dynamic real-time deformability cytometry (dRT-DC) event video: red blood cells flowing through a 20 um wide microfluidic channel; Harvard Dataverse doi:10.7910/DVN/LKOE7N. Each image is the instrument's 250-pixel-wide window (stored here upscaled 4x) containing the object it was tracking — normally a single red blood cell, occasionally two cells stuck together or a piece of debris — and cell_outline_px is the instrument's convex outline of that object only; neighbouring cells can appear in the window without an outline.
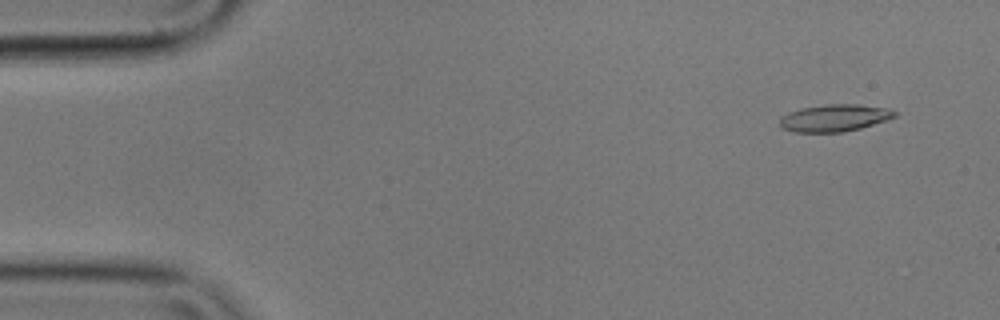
{"species": "common noctule bat (a hibernating species)", "species_latin": "Nyctalus noctula", "temperature_condition": "cold", "stored_images_in_passage": 27, "camera_frame_rate_fps": 3000, "um_per_image_px": 0.085, "animal": {"sex": "male", "body_mass_g": 17.9}, "frame": {"image": 1, "passage_image": 4, "time_ms": 1.0, "image_size_px": [1000, 320], "cell_outline_px": [[896, 116], [888, 120], [860, 128], [844, 132], [792, 132], [780, 128], [780, 116], [788, 112], [800, 108], [828, 104], [856, 104], [888, 108], [896, 112]], "centroid_in_image_um": [70.9, 10.03], "position_along_channel_um": 14.1, "area_um2": 18.32}}
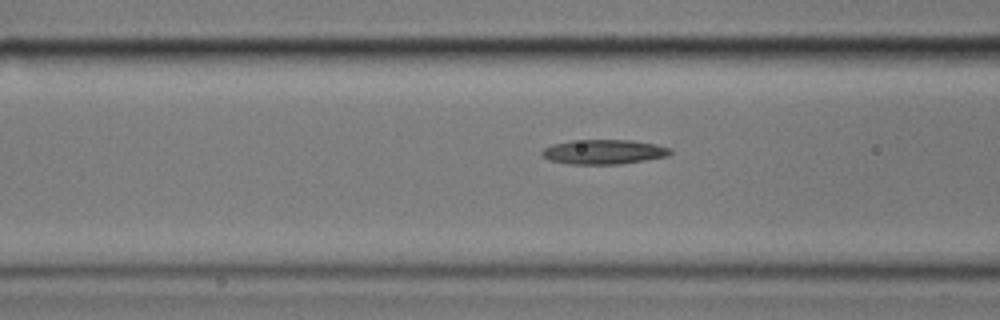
{"frame": {"image": 2, "passage_image": 21, "time_ms": 6.667, "image_size_px": [1000, 320], "cell_outline_px": [[672, 152], [668, 156], [620, 164], [568, 164], [548, 160], [540, 152], [544, 148], [552, 144], [572, 140], [632, 140], [656, 144], [672, 148]], "centroid_in_image_um": [51.32, 12.9], "position_along_channel_um": 115.3, "area_um2": 18.5}}
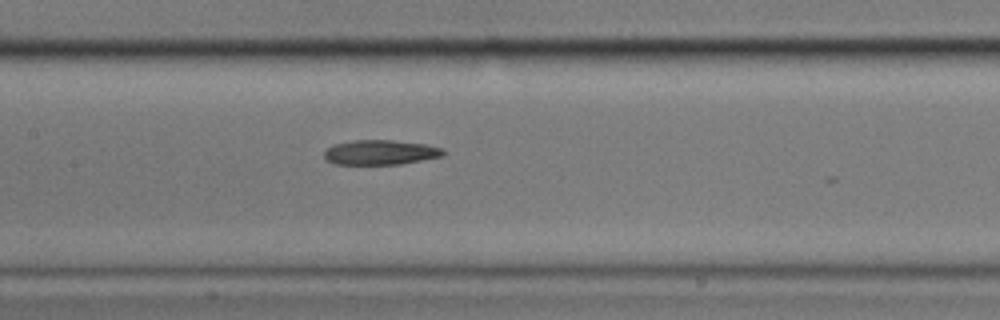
{"frame": {"image": 3, "passage_image": 26, "time_ms": 8.333, "image_size_px": [1000, 320], "cell_outline_px": [[444, 156], [400, 164], [332, 164], [324, 156], [324, 152], [332, 144], [352, 140], [392, 140], [424, 144], [440, 148], [444, 152]], "centroid_in_image_um": [32.3, 12.95], "position_along_channel_um": 175.1, "area_um2": 17.11}}